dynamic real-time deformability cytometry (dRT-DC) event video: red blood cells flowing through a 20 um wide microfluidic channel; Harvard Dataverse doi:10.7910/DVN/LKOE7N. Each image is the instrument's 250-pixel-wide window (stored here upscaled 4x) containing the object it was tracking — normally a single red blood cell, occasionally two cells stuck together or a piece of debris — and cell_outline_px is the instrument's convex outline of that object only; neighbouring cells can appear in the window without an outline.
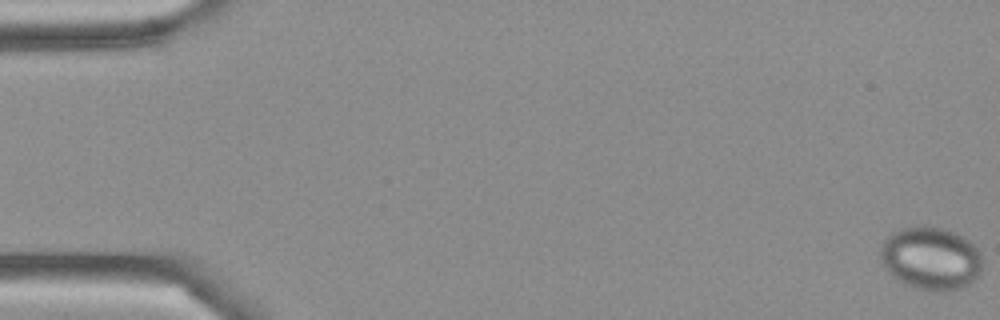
{"species": "Egyptian fruit bat (a non-hibernating species)", "species_latin": "Rousettus aegyptiacus", "temperature_condition": "cold", "stored_images_in_passage": 51, "camera_frame_rate_fps": 3000, "um_per_image_px": 0.085, "frame": {"image": 1, "passage_image": 1, "time_ms": 0.0, "image_size_px": [1000, 320], "cell_outline_px": [[980, 276], [968, 284], [960, 288], [940, 292], [916, 288], [900, 280], [884, 264], [880, 256], [880, 248], [884, 240], [892, 232], [900, 228], [916, 224], [924, 224], [944, 228], [956, 232], [968, 240], [980, 252]], "centroid_in_image_um": [79.13, 21.91], "position_along_channel_um": 5.9, "area_um2": 37.34}}
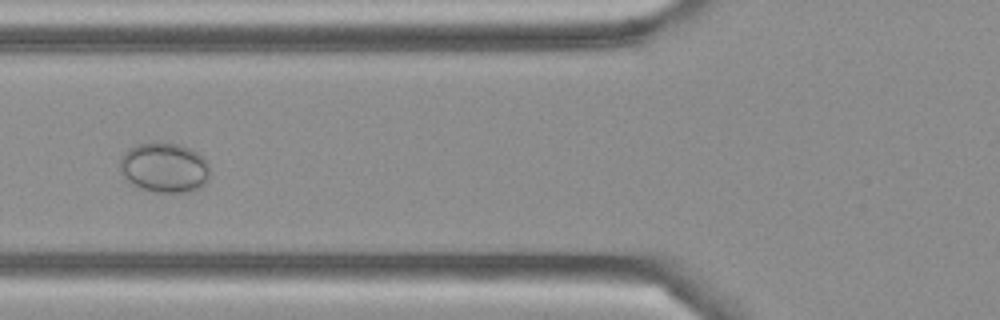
{"frame": {"image": 2, "passage_image": 20, "time_ms": 6.333, "image_size_px": [1000, 320], "cell_outline_px": [[208, 176], [204, 184], [200, 188], [188, 192], [156, 192], [140, 188], [132, 184], [120, 172], [120, 160], [124, 152], [128, 148], [136, 144], [180, 144], [196, 152], [208, 164]], "centroid_in_image_um": [13.94, 14.27], "position_along_channel_um": 111.9, "area_um2": 25.72}}
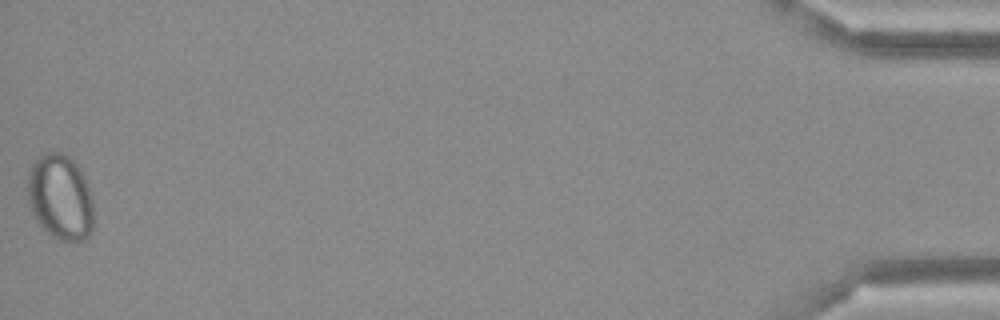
{"frame": {"image": 3, "passage_image": 51, "time_ms": 16.667, "image_size_px": [1000, 320], "cell_outline_px": [[92, 228], [88, 236], [84, 240], [76, 244], [60, 240], [52, 236], [36, 220], [28, 204], [28, 172], [32, 164], [44, 152], [60, 152], [68, 156], [76, 164], [84, 176], [92, 200]], "centroid_in_image_um": [5.12, 16.79], "position_along_channel_um": 430.1, "area_um2": 32.95}}